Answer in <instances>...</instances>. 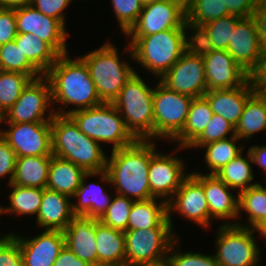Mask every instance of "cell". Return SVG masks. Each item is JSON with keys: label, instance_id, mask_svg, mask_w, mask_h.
I'll use <instances>...</instances> for the list:
<instances>
[{"label": "cell", "instance_id": "6da1fadb", "mask_svg": "<svg viewBox=\"0 0 266 266\" xmlns=\"http://www.w3.org/2000/svg\"><path fill=\"white\" fill-rule=\"evenodd\" d=\"M111 154L106 169L100 171L101 179L113 183L119 195L129 198V194L137 198L135 201L153 198L148 179L151 143L136 140L130 146L112 150Z\"/></svg>", "mask_w": 266, "mask_h": 266}, {"label": "cell", "instance_id": "7a4b0ae2", "mask_svg": "<svg viewBox=\"0 0 266 266\" xmlns=\"http://www.w3.org/2000/svg\"><path fill=\"white\" fill-rule=\"evenodd\" d=\"M45 76L51 85L52 102L76 105L77 109L55 112L69 115L75 110L88 109L102 104L85 62L70 60L67 53L59 55ZM80 107V108H78Z\"/></svg>", "mask_w": 266, "mask_h": 266}, {"label": "cell", "instance_id": "3957f363", "mask_svg": "<svg viewBox=\"0 0 266 266\" xmlns=\"http://www.w3.org/2000/svg\"><path fill=\"white\" fill-rule=\"evenodd\" d=\"M51 139L53 155L69 160L85 172L106 169L108 159L99 143L81 132L69 115H54Z\"/></svg>", "mask_w": 266, "mask_h": 266}, {"label": "cell", "instance_id": "277c9868", "mask_svg": "<svg viewBox=\"0 0 266 266\" xmlns=\"http://www.w3.org/2000/svg\"><path fill=\"white\" fill-rule=\"evenodd\" d=\"M153 94L154 89L135 73L113 102L120 115L124 112L125 126L136 140L154 137Z\"/></svg>", "mask_w": 266, "mask_h": 266}, {"label": "cell", "instance_id": "5b68a950", "mask_svg": "<svg viewBox=\"0 0 266 266\" xmlns=\"http://www.w3.org/2000/svg\"><path fill=\"white\" fill-rule=\"evenodd\" d=\"M185 31L173 28L139 37L129 46L131 56L162 78L185 52Z\"/></svg>", "mask_w": 266, "mask_h": 266}, {"label": "cell", "instance_id": "8992f818", "mask_svg": "<svg viewBox=\"0 0 266 266\" xmlns=\"http://www.w3.org/2000/svg\"><path fill=\"white\" fill-rule=\"evenodd\" d=\"M119 114L113 103H102L88 109L75 110L69 116L86 136L97 142H112V150H116L136 141Z\"/></svg>", "mask_w": 266, "mask_h": 266}, {"label": "cell", "instance_id": "52a82bcc", "mask_svg": "<svg viewBox=\"0 0 266 266\" xmlns=\"http://www.w3.org/2000/svg\"><path fill=\"white\" fill-rule=\"evenodd\" d=\"M116 48L106 43L81 59L85 62L102 103H113L125 83L136 73L127 63H121Z\"/></svg>", "mask_w": 266, "mask_h": 266}, {"label": "cell", "instance_id": "ba28073f", "mask_svg": "<svg viewBox=\"0 0 266 266\" xmlns=\"http://www.w3.org/2000/svg\"><path fill=\"white\" fill-rule=\"evenodd\" d=\"M124 237L125 261L128 266L161 262L167 259L165 254L172 251L176 243L172 228L126 230Z\"/></svg>", "mask_w": 266, "mask_h": 266}, {"label": "cell", "instance_id": "9c48e42d", "mask_svg": "<svg viewBox=\"0 0 266 266\" xmlns=\"http://www.w3.org/2000/svg\"><path fill=\"white\" fill-rule=\"evenodd\" d=\"M193 98L169 89L161 81L153 94L154 137L174 140L182 131Z\"/></svg>", "mask_w": 266, "mask_h": 266}, {"label": "cell", "instance_id": "30bf717a", "mask_svg": "<svg viewBox=\"0 0 266 266\" xmlns=\"http://www.w3.org/2000/svg\"><path fill=\"white\" fill-rule=\"evenodd\" d=\"M254 228L240 224H223L219 230L215 258L219 266H255L259 261V248L252 233Z\"/></svg>", "mask_w": 266, "mask_h": 266}, {"label": "cell", "instance_id": "8fae6325", "mask_svg": "<svg viewBox=\"0 0 266 266\" xmlns=\"http://www.w3.org/2000/svg\"><path fill=\"white\" fill-rule=\"evenodd\" d=\"M51 101L50 82L45 75H41L28 83L13 106L0 117V122L6 119L8 123L51 122L55 115L54 111L48 114L47 119L43 118Z\"/></svg>", "mask_w": 266, "mask_h": 266}, {"label": "cell", "instance_id": "7c38bea8", "mask_svg": "<svg viewBox=\"0 0 266 266\" xmlns=\"http://www.w3.org/2000/svg\"><path fill=\"white\" fill-rule=\"evenodd\" d=\"M186 6L179 0H160L143 9L133 27L125 34L132 35L130 46L142 36L153 35L173 28H183Z\"/></svg>", "mask_w": 266, "mask_h": 266}, {"label": "cell", "instance_id": "4fadbf2b", "mask_svg": "<svg viewBox=\"0 0 266 266\" xmlns=\"http://www.w3.org/2000/svg\"><path fill=\"white\" fill-rule=\"evenodd\" d=\"M8 131H0L18 157L51 156V122L9 123Z\"/></svg>", "mask_w": 266, "mask_h": 266}, {"label": "cell", "instance_id": "5bb4252c", "mask_svg": "<svg viewBox=\"0 0 266 266\" xmlns=\"http://www.w3.org/2000/svg\"><path fill=\"white\" fill-rule=\"evenodd\" d=\"M160 81L180 94L202 97L207 92L203 56L185 51Z\"/></svg>", "mask_w": 266, "mask_h": 266}, {"label": "cell", "instance_id": "9a60e30c", "mask_svg": "<svg viewBox=\"0 0 266 266\" xmlns=\"http://www.w3.org/2000/svg\"><path fill=\"white\" fill-rule=\"evenodd\" d=\"M17 33H28L47 42L59 55L67 53L65 25L42 14L34 6L15 9Z\"/></svg>", "mask_w": 266, "mask_h": 266}, {"label": "cell", "instance_id": "2e32d148", "mask_svg": "<svg viewBox=\"0 0 266 266\" xmlns=\"http://www.w3.org/2000/svg\"><path fill=\"white\" fill-rule=\"evenodd\" d=\"M151 143V160L149 165V185L153 198L172 197L182 182L189 176L183 173V162L171 155H161L154 151Z\"/></svg>", "mask_w": 266, "mask_h": 266}, {"label": "cell", "instance_id": "e0dca14e", "mask_svg": "<svg viewBox=\"0 0 266 266\" xmlns=\"http://www.w3.org/2000/svg\"><path fill=\"white\" fill-rule=\"evenodd\" d=\"M203 61L207 91L236 88L250 79L226 50H213L203 56Z\"/></svg>", "mask_w": 266, "mask_h": 266}, {"label": "cell", "instance_id": "ac0fdd59", "mask_svg": "<svg viewBox=\"0 0 266 266\" xmlns=\"http://www.w3.org/2000/svg\"><path fill=\"white\" fill-rule=\"evenodd\" d=\"M234 61L249 74L257 67L262 47L253 16L242 18L237 24L226 50Z\"/></svg>", "mask_w": 266, "mask_h": 266}, {"label": "cell", "instance_id": "d6986e66", "mask_svg": "<svg viewBox=\"0 0 266 266\" xmlns=\"http://www.w3.org/2000/svg\"><path fill=\"white\" fill-rule=\"evenodd\" d=\"M175 197L174 200L171 198L165 200L168 203V215L174 210L201 226L207 227L210 224L203 186L191 174L182 182Z\"/></svg>", "mask_w": 266, "mask_h": 266}, {"label": "cell", "instance_id": "ffe728a7", "mask_svg": "<svg viewBox=\"0 0 266 266\" xmlns=\"http://www.w3.org/2000/svg\"><path fill=\"white\" fill-rule=\"evenodd\" d=\"M19 243L23 266H53L65 246L64 232L45 230L28 240L11 234Z\"/></svg>", "mask_w": 266, "mask_h": 266}, {"label": "cell", "instance_id": "44dd1931", "mask_svg": "<svg viewBox=\"0 0 266 266\" xmlns=\"http://www.w3.org/2000/svg\"><path fill=\"white\" fill-rule=\"evenodd\" d=\"M202 186L208 203L210 218L233 219L239 216V197L231 195L229 188L216 175L191 174Z\"/></svg>", "mask_w": 266, "mask_h": 266}, {"label": "cell", "instance_id": "7402d4cb", "mask_svg": "<svg viewBox=\"0 0 266 266\" xmlns=\"http://www.w3.org/2000/svg\"><path fill=\"white\" fill-rule=\"evenodd\" d=\"M255 91V85L249 79L242 86L207 91L203 96L209 102L213 114L222 116L235 127L241 118L247 99Z\"/></svg>", "mask_w": 266, "mask_h": 266}, {"label": "cell", "instance_id": "603a6c76", "mask_svg": "<svg viewBox=\"0 0 266 266\" xmlns=\"http://www.w3.org/2000/svg\"><path fill=\"white\" fill-rule=\"evenodd\" d=\"M63 232L65 245L77 257L92 266H98L95 219L85 216H74Z\"/></svg>", "mask_w": 266, "mask_h": 266}, {"label": "cell", "instance_id": "cb8c5ba5", "mask_svg": "<svg viewBox=\"0 0 266 266\" xmlns=\"http://www.w3.org/2000/svg\"><path fill=\"white\" fill-rule=\"evenodd\" d=\"M69 197L66 194L44 188L37 215V225L47 227L46 230L63 232L75 216L73 204L69 203Z\"/></svg>", "mask_w": 266, "mask_h": 266}, {"label": "cell", "instance_id": "d4e9b609", "mask_svg": "<svg viewBox=\"0 0 266 266\" xmlns=\"http://www.w3.org/2000/svg\"><path fill=\"white\" fill-rule=\"evenodd\" d=\"M95 239L98 266L126 265L123 231L113 229L95 219Z\"/></svg>", "mask_w": 266, "mask_h": 266}, {"label": "cell", "instance_id": "484cf974", "mask_svg": "<svg viewBox=\"0 0 266 266\" xmlns=\"http://www.w3.org/2000/svg\"><path fill=\"white\" fill-rule=\"evenodd\" d=\"M156 198L135 201L130 210L128 230L149 228H172L166 201L156 204Z\"/></svg>", "mask_w": 266, "mask_h": 266}, {"label": "cell", "instance_id": "4316f807", "mask_svg": "<svg viewBox=\"0 0 266 266\" xmlns=\"http://www.w3.org/2000/svg\"><path fill=\"white\" fill-rule=\"evenodd\" d=\"M100 174L99 172H86L82 177L80 187L75 191L72 197L79 199L78 204L72 205L75 216H85L99 220L110 206V196L103 192L101 186H93V184H85V179L90 176ZM93 186V187H92ZM95 187V188H94Z\"/></svg>", "mask_w": 266, "mask_h": 266}, {"label": "cell", "instance_id": "83f0119b", "mask_svg": "<svg viewBox=\"0 0 266 266\" xmlns=\"http://www.w3.org/2000/svg\"><path fill=\"white\" fill-rule=\"evenodd\" d=\"M86 172L69 160L51 155L46 188L72 197Z\"/></svg>", "mask_w": 266, "mask_h": 266}, {"label": "cell", "instance_id": "f1b7e54d", "mask_svg": "<svg viewBox=\"0 0 266 266\" xmlns=\"http://www.w3.org/2000/svg\"><path fill=\"white\" fill-rule=\"evenodd\" d=\"M51 156L18 157L11 184L46 188Z\"/></svg>", "mask_w": 266, "mask_h": 266}, {"label": "cell", "instance_id": "f546056e", "mask_svg": "<svg viewBox=\"0 0 266 266\" xmlns=\"http://www.w3.org/2000/svg\"><path fill=\"white\" fill-rule=\"evenodd\" d=\"M27 60L45 75L56 62L59 54L44 40L28 33H17L14 39Z\"/></svg>", "mask_w": 266, "mask_h": 266}, {"label": "cell", "instance_id": "4dcf8cb0", "mask_svg": "<svg viewBox=\"0 0 266 266\" xmlns=\"http://www.w3.org/2000/svg\"><path fill=\"white\" fill-rule=\"evenodd\" d=\"M212 115L213 111L204 96L193 98L185 125L174 141H179L180 148L188 147L203 132Z\"/></svg>", "mask_w": 266, "mask_h": 266}, {"label": "cell", "instance_id": "1f68e13d", "mask_svg": "<svg viewBox=\"0 0 266 266\" xmlns=\"http://www.w3.org/2000/svg\"><path fill=\"white\" fill-rule=\"evenodd\" d=\"M266 129V102L255 91L246 102L238 124L235 126L234 135L241 139H248L257 131Z\"/></svg>", "mask_w": 266, "mask_h": 266}, {"label": "cell", "instance_id": "d6a6232c", "mask_svg": "<svg viewBox=\"0 0 266 266\" xmlns=\"http://www.w3.org/2000/svg\"><path fill=\"white\" fill-rule=\"evenodd\" d=\"M247 155V159L249 158L248 160L242 157L241 152L215 174L231 189L239 188L240 191L238 193L258 184H248L254 179V176L249 164V161L252 162L251 155L249 152Z\"/></svg>", "mask_w": 266, "mask_h": 266}, {"label": "cell", "instance_id": "836d02e7", "mask_svg": "<svg viewBox=\"0 0 266 266\" xmlns=\"http://www.w3.org/2000/svg\"><path fill=\"white\" fill-rule=\"evenodd\" d=\"M40 76L0 70V117L16 102L28 83Z\"/></svg>", "mask_w": 266, "mask_h": 266}, {"label": "cell", "instance_id": "e575fe53", "mask_svg": "<svg viewBox=\"0 0 266 266\" xmlns=\"http://www.w3.org/2000/svg\"><path fill=\"white\" fill-rule=\"evenodd\" d=\"M230 138L210 142L202 146L207 148L205 162H207L208 167L212 170L211 173H208L209 175H215L242 152L243 146L239 148L235 144V141L239 138L234 133H232Z\"/></svg>", "mask_w": 266, "mask_h": 266}, {"label": "cell", "instance_id": "d590c367", "mask_svg": "<svg viewBox=\"0 0 266 266\" xmlns=\"http://www.w3.org/2000/svg\"><path fill=\"white\" fill-rule=\"evenodd\" d=\"M13 187L9 199L11 206L3 208V213H18V214H37L40 210L41 200L43 196L42 188L23 187L16 184H9Z\"/></svg>", "mask_w": 266, "mask_h": 266}, {"label": "cell", "instance_id": "8d00e7d4", "mask_svg": "<svg viewBox=\"0 0 266 266\" xmlns=\"http://www.w3.org/2000/svg\"><path fill=\"white\" fill-rule=\"evenodd\" d=\"M239 197V210L248 213L250 226L255 228L266 217V187L261 184L249 187L237 195Z\"/></svg>", "mask_w": 266, "mask_h": 266}, {"label": "cell", "instance_id": "74e56055", "mask_svg": "<svg viewBox=\"0 0 266 266\" xmlns=\"http://www.w3.org/2000/svg\"><path fill=\"white\" fill-rule=\"evenodd\" d=\"M228 15L224 0H191L186 6V20L197 25Z\"/></svg>", "mask_w": 266, "mask_h": 266}, {"label": "cell", "instance_id": "f35d334b", "mask_svg": "<svg viewBox=\"0 0 266 266\" xmlns=\"http://www.w3.org/2000/svg\"><path fill=\"white\" fill-rule=\"evenodd\" d=\"M0 70L40 76V72L27 60L15 41L0 45Z\"/></svg>", "mask_w": 266, "mask_h": 266}, {"label": "cell", "instance_id": "ab89813d", "mask_svg": "<svg viewBox=\"0 0 266 266\" xmlns=\"http://www.w3.org/2000/svg\"><path fill=\"white\" fill-rule=\"evenodd\" d=\"M241 19V17L236 15H228L203 25L209 33L213 50H227L231 41L232 32H234L236 24Z\"/></svg>", "mask_w": 266, "mask_h": 266}, {"label": "cell", "instance_id": "60d3db41", "mask_svg": "<svg viewBox=\"0 0 266 266\" xmlns=\"http://www.w3.org/2000/svg\"><path fill=\"white\" fill-rule=\"evenodd\" d=\"M112 200L99 221L113 229L125 232L128 230L129 215L134 200L119 194Z\"/></svg>", "mask_w": 266, "mask_h": 266}, {"label": "cell", "instance_id": "b9f144b4", "mask_svg": "<svg viewBox=\"0 0 266 266\" xmlns=\"http://www.w3.org/2000/svg\"><path fill=\"white\" fill-rule=\"evenodd\" d=\"M229 132H235V127L225 118L218 114H213L209 123L203 132L188 146L202 147L210 142L227 139L226 135Z\"/></svg>", "mask_w": 266, "mask_h": 266}, {"label": "cell", "instance_id": "7bdbcfd3", "mask_svg": "<svg viewBox=\"0 0 266 266\" xmlns=\"http://www.w3.org/2000/svg\"><path fill=\"white\" fill-rule=\"evenodd\" d=\"M123 33H127L136 23L143 5L140 0H111Z\"/></svg>", "mask_w": 266, "mask_h": 266}, {"label": "cell", "instance_id": "ee69618b", "mask_svg": "<svg viewBox=\"0 0 266 266\" xmlns=\"http://www.w3.org/2000/svg\"><path fill=\"white\" fill-rule=\"evenodd\" d=\"M183 28H192L193 31L195 30L194 35L189 38V41L187 38H185L186 52L197 56H204L213 51L212 41L210 40L209 33L203 25L193 24L186 20L183 24Z\"/></svg>", "mask_w": 266, "mask_h": 266}, {"label": "cell", "instance_id": "f6af8a7d", "mask_svg": "<svg viewBox=\"0 0 266 266\" xmlns=\"http://www.w3.org/2000/svg\"><path fill=\"white\" fill-rule=\"evenodd\" d=\"M0 266H23L19 243L11 234L0 238Z\"/></svg>", "mask_w": 266, "mask_h": 266}, {"label": "cell", "instance_id": "bcb514c9", "mask_svg": "<svg viewBox=\"0 0 266 266\" xmlns=\"http://www.w3.org/2000/svg\"><path fill=\"white\" fill-rule=\"evenodd\" d=\"M171 266H219L215 256H206L200 253H177L167 256Z\"/></svg>", "mask_w": 266, "mask_h": 266}, {"label": "cell", "instance_id": "7dc6e473", "mask_svg": "<svg viewBox=\"0 0 266 266\" xmlns=\"http://www.w3.org/2000/svg\"><path fill=\"white\" fill-rule=\"evenodd\" d=\"M17 36L15 9L0 7V45L14 41Z\"/></svg>", "mask_w": 266, "mask_h": 266}, {"label": "cell", "instance_id": "c3c4849f", "mask_svg": "<svg viewBox=\"0 0 266 266\" xmlns=\"http://www.w3.org/2000/svg\"><path fill=\"white\" fill-rule=\"evenodd\" d=\"M71 0H32L31 5L36 6L42 14L58 19L64 25L63 9H65ZM35 4V5H34Z\"/></svg>", "mask_w": 266, "mask_h": 266}, {"label": "cell", "instance_id": "681fc988", "mask_svg": "<svg viewBox=\"0 0 266 266\" xmlns=\"http://www.w3.org/2000/svg\"><path fill=\"white\" fill-rule=\"evenodd\" d=\"M16 160V153L0 135V177L10 174L9 184L14 176Z\"/></svg>", "mask_w": 266, "mask_h": 266}, {"label": "cell", "instance_id": "f907efd6", "mask_svg": "<svg viewBox=\"0 0 266 266\" xmlns=\"http://www.w3.org/2000/svg\"><path fill=\"white\" fill-rule=\"evenodd\" d=\"M228 13L241 18L251 17L255 13L256 0H224Z\"/></svg>", "mask_w": 266, "mask_h": 266}, {"label": "cell", "instance_id": "816d5d0a", "mask_svg": "<svg viewBox=\"0 0 266 266\" xmlns=\"http://www.w3.org/2000/svg\"><path fill=\"white\" fill-rule=\"evenodd\" d=\"M253 17L257 25L259 43L262 49H266V0H256Z\"/></svg>", "mask_w": 266, "mask_h": 266}, {"label": "cell", "instance_id": "f5cc1de1", "mask_svg": "<svg viewBox=\"0 0 266 266\" xmlns=\"http://www.w3.org/2000/svg\"><path fill=\"white\" fill-rule=\"evenodd\" d=\"M53 266H92L77 257L66 245L61 250Z\"/></svg>", "mask_w": 266, "mask_h": 266}, {"label": "cell", "instance_id": "db71d44e", "mask_svg": "<svg viewBox=\"0 0 266 266\" xmlns=\"http://www.w3.org/2000/svg\"><path fill=\"white\" fill-rule=\"evenodd\" d=\"M266 80V49H262L257 67L250 74V81L253 85Z\"/></svg>", "mask_w": 266, "mask_h": 266}, {"label": "cell", "instance_id": "11a10c76", "mask_svg": "<svg viewBox=\"0 0 266 266\" xmlns=\"http://www.w3.org/2000/svg\"><path fill=\"white\" fill-rule=\"evenodd\" d=\"M248 152L251 155L252 163H257L266 171V146H252Z\"/></svg>", "mask_w": 266, "mask_h": 266}, {"label": "cell", "instance_id": "9f6ffc18", "mask_svg": "<svg viewBox=\"0 0 266 266\" xmlns=\"http://www.w3.org/2000/svg\"><path fill=\"white\" fill-rule=\"evenodd\" d=\"M32 0H0L1 8L17 9L31 5Z\"/></svg>", "mask_w": 266, "mask_h": 266}, {"label": "cell", "instance_id": "6f0895ef", "mask_svg": "<svg viewBox=\"0 0 266 266\" xmlns=\"http://www.w3.org/2000/svg\"><path fill=\"white\" fill-rule=\"evenodd\" d=\"M256 91L261 95V97L266 102V80L260 81L259 83L255 84Z\"/></svg>", "mask_w": 266, "mask_h": 266}, {"label": "cell", "instance_id": "680465c9", "mask_svg": "<svg viewBox=\"0 0 266 266\" xmlns=\"http://www.w3.org/2000/svg\"><path fill=\"white\" fill-rule=\"evenodd\" d=\"M254 230L266 238V217L254 228Z\"/></svg>", "mask_w": 266, "mask_h": 266}, {"label": "cell", "instance_id": "91938a15", "mask_svg": "<svg viewBox=\"0 0 266 266\" xmlns=\"http://www.w3.org/2000/svg\"><path fill=\"white\" fill-rule=\"evenodd\" d=\"M139 266H171L170 262L165 259L161 262H157V263H150V264H142V265H139Z\"/></svg>", "mask_w": 266, "mask_h": 266}, {"label": "cell", "instance_id": "94428289", "mask_svg": "<svg viewBox=\"0 0 266 266\" xmlns=\"http://www.w3.org/2000/svg\"><path fill=\"white\" fill-rule=\"evenodd\" d=\"M160 0H140V2L142 3L143 6L149 5L151 3L157 2Z\"/></svg>", "mask_w": 266, "mask_h": 266}, {"label": "cell", "instance_id": "6125c7cd", "mask_svg": "<svg viewBox=\"0 0 266 266\" xmlns=\"http://www.w3.org/2000/svg\"><path fill=\"white\" fill-rule=\"evenodd\" d=\"M181 1L185 6H187L191 0H179Z\"/></svg>", "mask_w": 266, "mask_h": 266}, {"label": "cell", "instance_id": "be15d7a7", "mask_svg": "<svg viewBox=\"0 0 266 266\" xmlns=\"http://www.w3.org/2000/svg\"><path fill=\"white\" fill-rule=\"evenodd\" d=\"M3 213V208L2 207H0V214H2Z\"/></svg>", "mask_w": 266, "mask_h": 266}]
</instances>
